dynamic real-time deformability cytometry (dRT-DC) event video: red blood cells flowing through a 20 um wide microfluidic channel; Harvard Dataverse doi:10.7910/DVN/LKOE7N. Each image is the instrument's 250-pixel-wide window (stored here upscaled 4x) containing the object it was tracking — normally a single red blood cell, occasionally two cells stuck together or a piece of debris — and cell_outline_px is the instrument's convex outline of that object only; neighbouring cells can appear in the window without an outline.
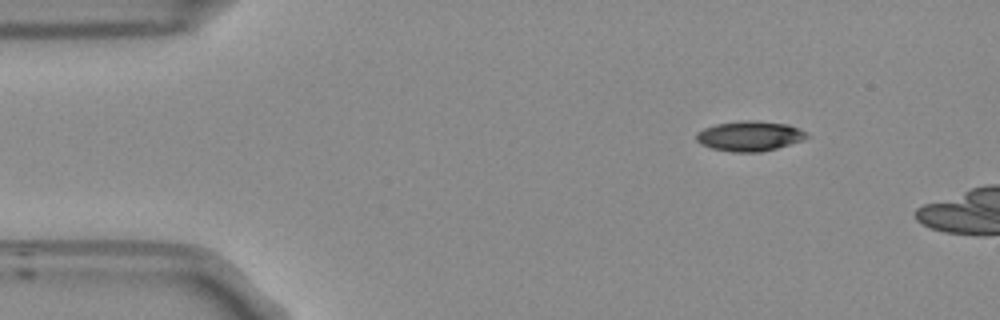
{"species": "Egyptian fruit bat (a non-hibernating species)", "species_latin": "Rousettus aegyptiacus", "temperature_condition": "room temperature", "stored_images_in_passage": 6, "camera_frame_rate_fps": 3000, "um_per_image_px": 0.085, "frame": {"image": 1, "passage_image": 1, "time_ms": 0.0, "image_size_px": [1000, 320], "cell_outline_px": [[812, 136], [804, 140], [776, 148], [760, 152], [732, 152], [712, 148], [700, 144], [696, 140], [696, 132], [704, 128], [716, 124], [744, 120], [752, 120], [788, 124]], "centroid_in_image_um": [63.71, 11.56], "position_along_channel_um": 21.3, "area_um2": 19.31}}